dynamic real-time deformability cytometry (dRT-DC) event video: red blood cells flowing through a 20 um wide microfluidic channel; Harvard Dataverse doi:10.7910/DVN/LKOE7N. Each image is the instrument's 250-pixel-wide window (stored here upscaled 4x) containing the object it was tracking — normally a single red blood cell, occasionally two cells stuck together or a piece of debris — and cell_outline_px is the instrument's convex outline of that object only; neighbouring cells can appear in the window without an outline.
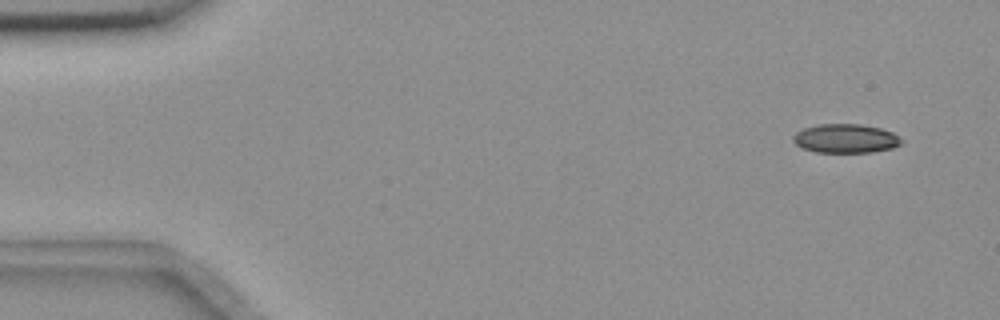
{"species": "common noctule bat (a hibernating species)", "species_latin": "Nyctalus noctula", "temperature_condition": "room temperature", "stored_images_in_passage": 6, "segment_of_instrument_passage": [2, 2], "camera_frame_rate_fps": 3000, "um_per_image_px": 0.085, "animal": {"sex": "female", "body_mass_g": 18.4}, "frame": {"image": 1, "passage_image": 6, "time_ms": 1.667, "image_size_px": [1000, 320], "cell_outline_px": [[904, 140], [900, 144], [892, 148], [872, 152], [816, 152], [804, 148], [796, 144], [792, 140], [792, 136], [796, 132], [804, 128], [816, 124], [860, 124], [880, 128], [892, 132]], "centroid_in_image_um": [71.87, 11.76], "position_along_channel_um": 13.1, "area_um2": 18.26}}